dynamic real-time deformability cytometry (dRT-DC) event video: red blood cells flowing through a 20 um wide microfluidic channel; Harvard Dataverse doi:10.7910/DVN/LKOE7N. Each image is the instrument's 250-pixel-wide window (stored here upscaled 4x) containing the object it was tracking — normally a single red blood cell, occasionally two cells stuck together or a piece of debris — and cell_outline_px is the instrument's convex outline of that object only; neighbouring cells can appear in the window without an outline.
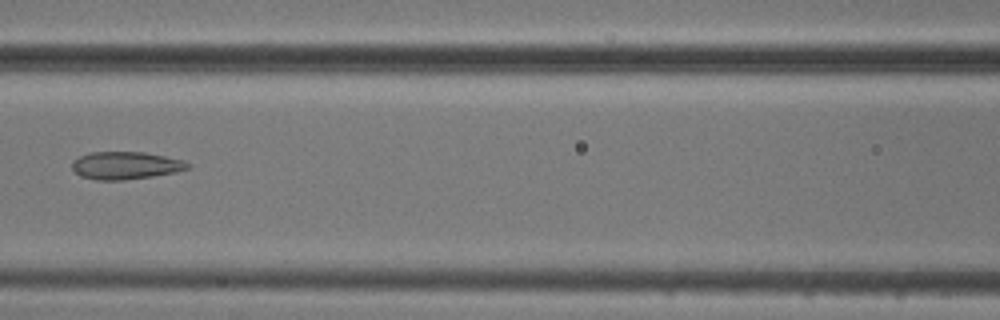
{"species": "common noctule bat (a hibernating species)", "species_latin": "Nyctalus noctula", "temperature_condition": "cold", "stored_images_in_passage": 10, "camera_frame_rate_fps": 3000, "um_per_image_px": 0.085, "animal": {"sex": "male", "body_mass_g": 20.5, "forearm_length_mm": 52.5}, "frame": {"image": 1, "passage_image": 6, "time_ms": 7.0, "image_size_px": [1000, 320], "cell_outline_px": [[192, 164], [188, 168], [172, 172], [152, 176], [124, 180], [96, 180], [80, 176], [72, 168], [72, 160], [80, 156], [92, 152], [144, 152], [184, 160]], "centroid_in_image_um": [10.65, 14.06], "position_along_channel_um": 155.9, "area_um2": 18.5}}
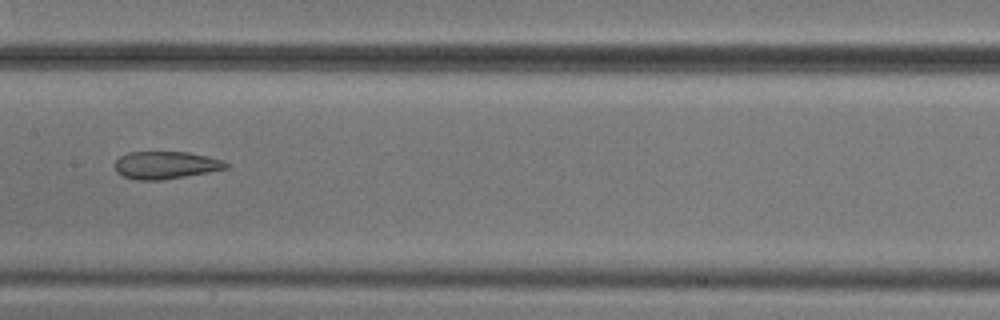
{"frame": {"image": 2, "passage_image": 7, "time_ms": 8.0, "image_size_px": [1000, 320], "cell_outline_px": [[228, 168], [208, 172], [160, 180], [136, 180], [124, 176], [116, 172], [116, 160], [120, 156], [128, 152], [188, 152], [224, 160], [228, 164]], "centroid_in_image_um": [14.08, 14.03], "position_along_channel_um": 193.3, "area_um2": 17.69}}
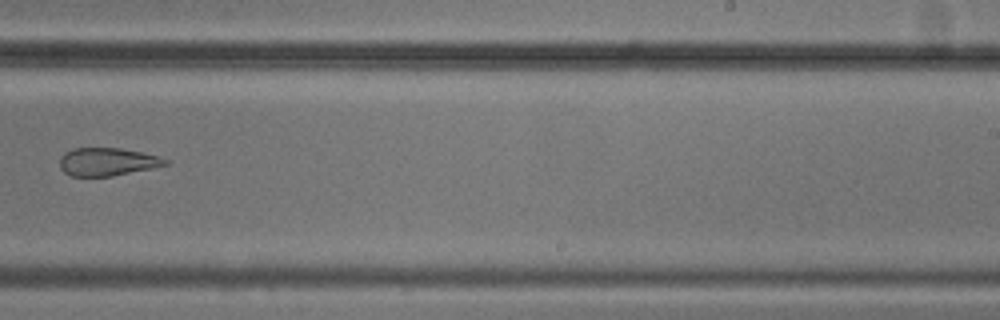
{"frame": {"image": 3, "passage_image": 9, "time_ms": 10.333, "image_size_px": [1000, 320], "cell_outline_px": [[168, 164], [152, 168], [112, 176], [72, 176], [64, 172], [60, 168], [60, 156], [64, 152], [72, 148], [120, 148], [160, 156], [168, 160]], "centroid_in_image_um": [9.1, 13.74], "position_along_channel_um": 279.9, "area_um2": 17.22}}